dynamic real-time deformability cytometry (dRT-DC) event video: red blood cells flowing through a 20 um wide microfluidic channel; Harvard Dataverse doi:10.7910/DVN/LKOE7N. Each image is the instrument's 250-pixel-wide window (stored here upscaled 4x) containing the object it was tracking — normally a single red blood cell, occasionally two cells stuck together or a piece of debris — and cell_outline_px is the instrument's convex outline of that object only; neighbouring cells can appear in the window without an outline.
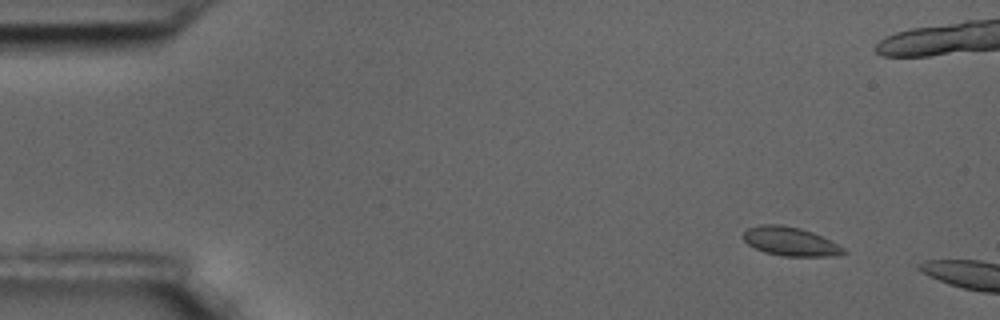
{"species": "common noctule bat (a hibernating species)", "species_latin": "Nyctalus noctula", "temperature_condition": "room temperature", "stored_images_in_passage": 5, "camera_frame_rate_fps": 3000, "um_per_image_px": 0.085, "animal": {"sex": "male", "body_mass_g": 17.5, "forearm_length_mm": 52.3}, "frame": {"image": 1, "passage_image": 1, "time_ms": 0.0, "image_size_px": [1000, 320], "cell_outline_px": [[848, 252], [836, 256], [780, 256], [764, 252], [748, 244], [740, 236], [748, 228], [760, 224], [780, 224], [800, 228], [812, 232], [832, 240], [844, 248]], "centroid_in_image_um": [67.18, 20.52], "position_along_channel_um": 17.8, "area_um2": 17.05}}